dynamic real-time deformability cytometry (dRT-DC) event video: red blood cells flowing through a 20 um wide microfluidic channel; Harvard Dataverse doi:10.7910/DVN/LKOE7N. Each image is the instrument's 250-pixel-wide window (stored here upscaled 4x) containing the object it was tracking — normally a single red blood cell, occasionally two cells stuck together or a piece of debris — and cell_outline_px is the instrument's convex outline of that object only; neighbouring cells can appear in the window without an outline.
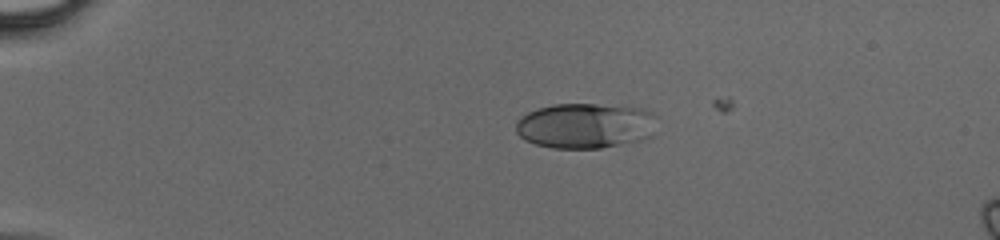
{"species": "human", "species_latin": "Homo sapiens", "temperature_condition": "cold", "stored_images_in_passage": 39, "camera_frame_rate_fps": 3000, "um_per_image_px": 0.085, "donor": {"sex": "male"}, "frame": {"image": 1, "passage_image": 1, "time_ms": 0.0, "image_size_px": [1000, 240], "cell_outline_px": [[656, 116], [652, 136], [640, 140], [600, 148], [552, 148], [536, 144], [524, 140], [516, 132], [516, 120], [520, 116], [536, 108], [552, 104], [596, 104], [644, 108], [652, 112]], "centroid_in_image_um": [49.73, 10.67], "position_along_channel_um": 35.3, "area_um2": 37.51}}
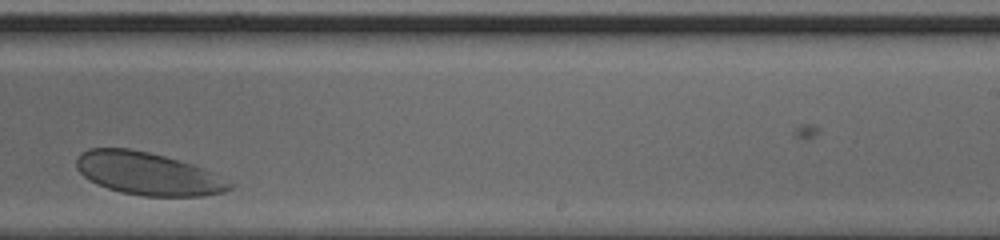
{"frame": {"image": 2, "passage_image": 25, "time_ms": 8.0, "image_size_px": [1000, 240], "cell_outline_px": [[236, 184], [232, 188], [224, 192], [204, 196], [144, 196], [120, 192], [96, 184], [84, 176], [76, 168], [76, 160], [88, 148], [128, 148], [148, 152], [164, 156], [200, 168]], "centroid_in_image_um": [12.55, 14.78], "position_along_channel_um": 276.4, "area_um2": 37.63}}